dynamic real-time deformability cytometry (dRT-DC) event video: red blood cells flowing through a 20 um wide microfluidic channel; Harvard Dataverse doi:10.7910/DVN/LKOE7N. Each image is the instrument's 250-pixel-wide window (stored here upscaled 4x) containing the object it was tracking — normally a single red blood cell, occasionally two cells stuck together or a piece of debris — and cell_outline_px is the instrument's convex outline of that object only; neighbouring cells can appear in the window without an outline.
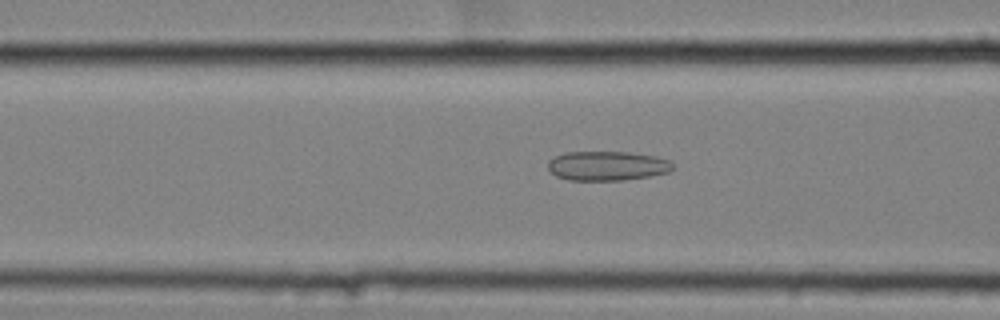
{"species": "common noctule bat (a hibernating species)", "species_latin": "Nyctalus noctula", "temperature_condition": "cold", "stored_images_in_passage": 59, "camera_frame_rate_fps": 3000, "um_per_image_px": 0.085, "animal": {"sex": "female", "body_mass_g": 25.1}, "frame": {"image": 1, "passage_image": 25, "time_ms": 8.0, "image_size_px": [1000, 320], "cell_outline_px": [[676, 168], [668, 172], [648, 176], [620, 180], [568, 180], [556, 176], [548, 168], [548, 160], [564, 152], [628, 152], [656, 156], [668, 160]], "centroid_in_image_um": [51.6, 14.09], "position_along_channel_um": 115.0, "area_um2": 21.33}}
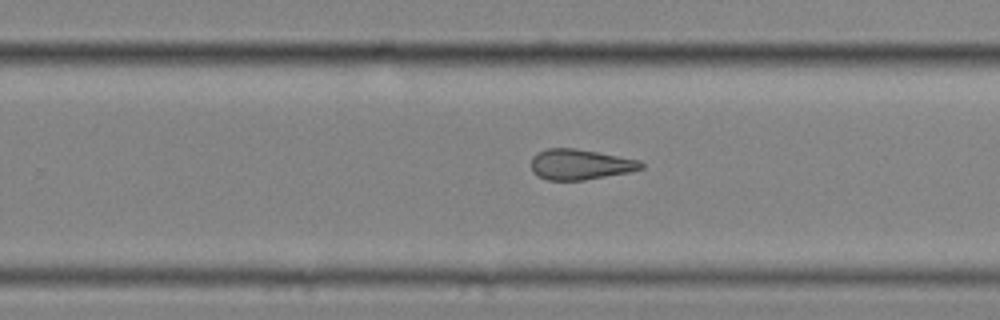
{"frame": {"image": 2, "passage_image": 39, "time_ms": 12.667, "image_size_px": [1000, 320], "cell_outline_px": [[644, 168], [628, 172], [584, 180], [548, 180], [536, 176], [532, 172], [532, 156], [536, 152], [548, 148], [576, 148], [640, 160], [644, 164]], "centroid_in_image_um": [49.29, 13.97], "position_along_channel_um": 280.5, "area_um2": 19.59}}
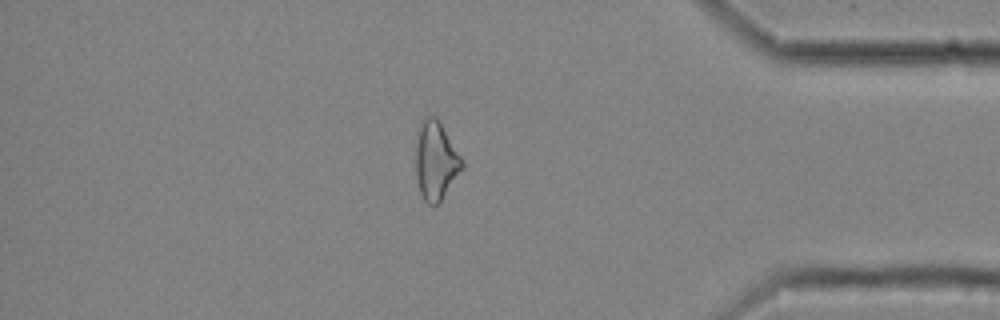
{"frame": {"image": 3, "passage_image": 51, "time_ms": 16.667, "image_size_px": [1000, 320], "cell_outline_px": [[464, 168], [440, 200], [436, 204], [428, 204], [424, 200], [420, 192], [416, 176], [416, 128], [420, 120], [424, 116], [436, 116], [460, 156], [464, 164]], "centroid_in_image_um": [37.0, 13.61], "position_along_channel_um": 398.2, "area_um2": 21.1}, "authors_computed_cell_mechanics": {"area_um2": 22.5998, "velocity_mm_per_s": 3.5465, "shape_relaxation_time_tau1_ms": null, "shape_relaxation_time_tau2_ms": 4.2348, "deformation_change_tau1": null, "deformation_change_tau2": 0.1365}}